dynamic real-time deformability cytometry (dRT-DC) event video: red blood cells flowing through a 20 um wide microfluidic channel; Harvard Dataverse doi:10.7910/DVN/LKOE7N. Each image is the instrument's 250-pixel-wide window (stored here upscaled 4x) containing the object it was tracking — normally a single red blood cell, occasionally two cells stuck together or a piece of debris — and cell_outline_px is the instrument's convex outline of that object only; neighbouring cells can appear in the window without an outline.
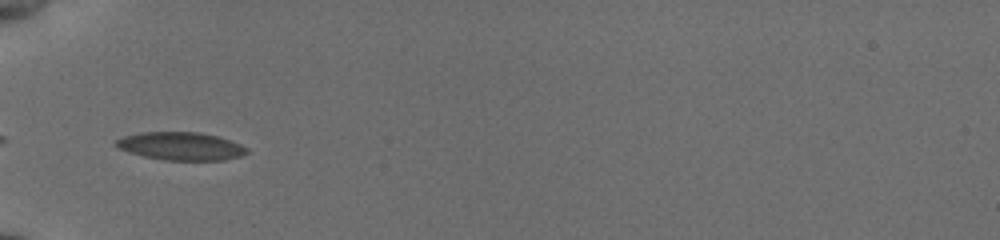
{"species": "common noctule bat (a hibernating species)", "species_latin": "Nyctalus noctula", "temperature_condition": "cold", "stored_images_in_passage": 24, "camera_frame_rate_fps": 3000, "um_per_image_px": 0.085, "animal": {"sex": "female", "body_mass_g": 19.5, "forearm_length_mm": 54.1}, "frame": {"image": 1, "passage_image": 1, "time_ms": 0.0, "image_size_px": [1000, 240], "cell_outline_px": [[248, 152], [240, 156], [224, 160], [164, 160], [144, 156], [128, 152], [112, 144], [116, 140], [124, 136], [140, 132], [200, 132], [216, 136], [240, 144], [248, 148]], "centroid_in_image_um": [15.35, 12.42], "position_along_channel_um": 69.7, "area_um2": 21.27}}
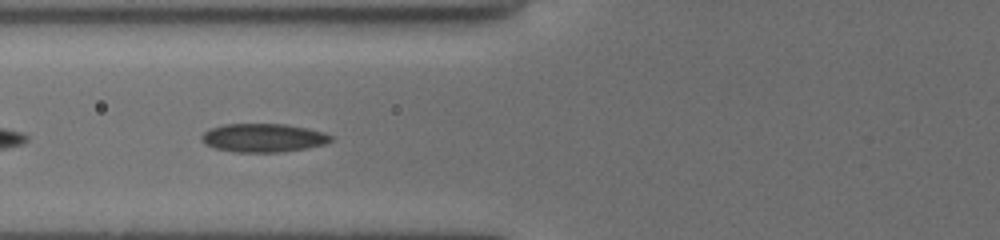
{"frame": {"image": 2, "passage_image": 4, "time_ms": 1.0, "image_size_px": [1000, 240], "cell_outline_px": [[332, 140], [324, 144], [284, 152], [232, 152], [216, 148], [204, 144], [200, 140], [200, 136], [204, 132], [212, 128], [224, 124], [288, 124], [308, 128], [324, 132], [332, 136]], "centroid_in_image_um": [22.36, 11.71], "position_along_channel_um": 103.4, "area_um2": 21.56}}
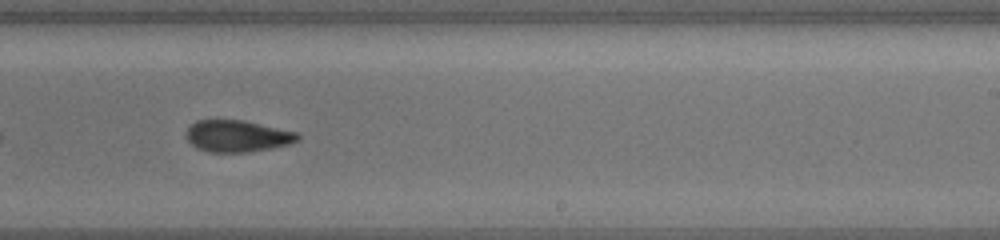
{"frame": {"image": 3, "passage_image": 17, "time_ms": 5.333, "image_size_px": [1000, 240], "cell_outline_px": [[300, 140], [288, 144], [272, 148], [248, 152], [208, 152], [196, 148], [188, 140], [188, 128], [196, 120], [244, 120], [296, 132], [300, 136]], "centroid_in_image_um": [20.19, 11.57], "position_along_channel_um": 268.8, "area_um2": 20.46}}